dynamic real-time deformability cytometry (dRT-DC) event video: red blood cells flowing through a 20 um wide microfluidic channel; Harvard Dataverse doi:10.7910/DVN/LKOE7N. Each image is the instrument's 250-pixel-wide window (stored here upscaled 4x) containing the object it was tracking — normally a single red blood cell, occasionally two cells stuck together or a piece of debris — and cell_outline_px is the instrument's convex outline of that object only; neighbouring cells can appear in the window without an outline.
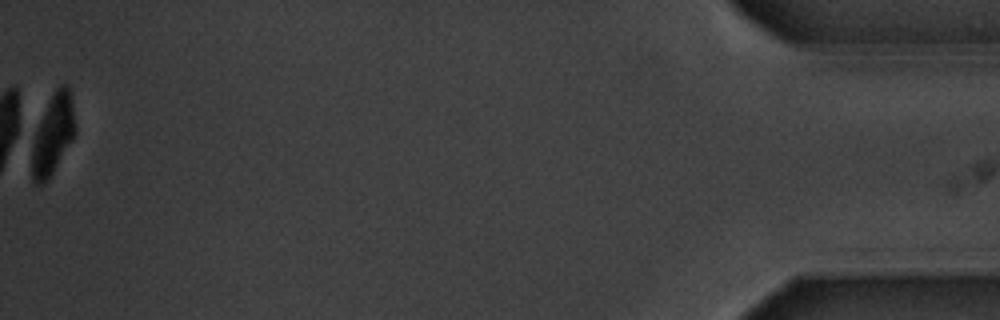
{"species": "common noctule bat (a hibernating species)", "species_latin": "Nyctalus noctula", "temperature_condition": "warm", "stored_images_in_passage": 16, "camera_frame_rate_fps": 3000, "um_per_image_px": 0.085, "animal": {"sex": "male", "body_mass_g": 20.1, "forearm_length_mm": 53.5}, "frame": {"image": 1, "passage_image": 16, "time_ms": 19.333, "image_size_px": [1000, 320], "cell_outline_px": [[76, 132], [72, 140], [52, 172], [40, 184], [36, 184], [32, 180], [32, 132], [56, 88], [60, 84], [68, 84], [72, 104], [76, 128]], "centroid_in_image_um": [4.48, 11.38], "position_along_channel_um": 430.7, "area_um2": 20.0}, "authors_computed_cell_mechanics": {"area_um2": 21.6172, "velocity_mm_per_s": 3.5444, "shape_relaxation_time_tau1_ms": 1.4453, "shape_relaxation_time_tau2_ms": null, "deformation_change_tau1": 0.0949, "deformation_change_tau2": null}}